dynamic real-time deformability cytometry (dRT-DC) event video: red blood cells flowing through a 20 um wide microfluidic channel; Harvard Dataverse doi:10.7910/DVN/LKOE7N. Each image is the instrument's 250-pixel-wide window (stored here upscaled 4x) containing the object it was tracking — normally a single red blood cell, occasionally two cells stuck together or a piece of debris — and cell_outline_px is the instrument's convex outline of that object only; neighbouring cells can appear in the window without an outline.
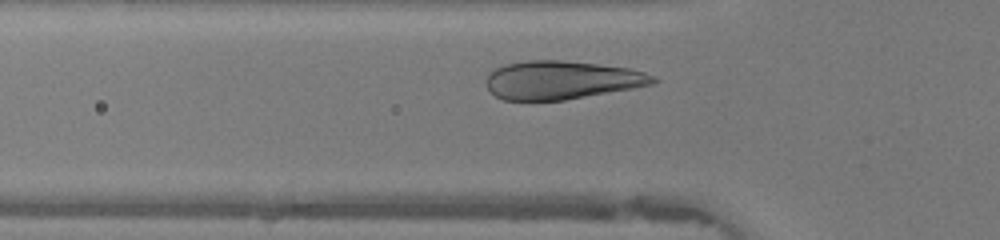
{"species": "human", "species_latin": "Homo sapiens", "temperature_condition": "warm", "stored_images_in_passage": 27, "camera_frame_rate_fps": 3000, "um_per_image_px": 0.085, "donor": {"sex": "female"}, "frame": {"image": 1, "passage_image": 6, "time_ms": 1.667, "image_size_px": [1000, 240], "cell_outline_px": [[660, 80], [652, 84], [632, 88], [564, 100], [504, 100], [496, 96], [488, 88], [488, 72], [504, 64], [528, 60], [560, 60], [596, 64], [628, 68], [644, 72]], "centroid_in_image_um": [47.72, 6.8], "position_along_channel_um": 78.1, "area_um2": 36.93}}
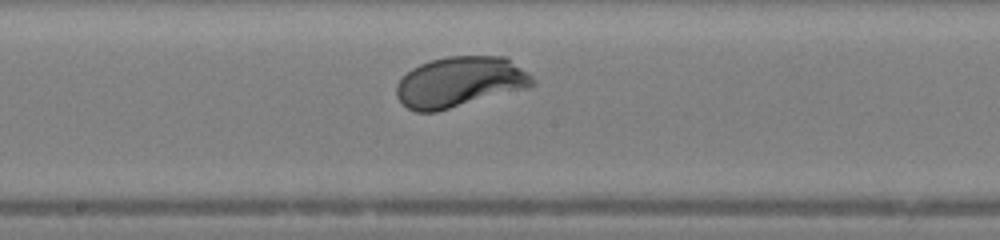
{"frame": {"image": 2, "passage_image": 15, "time_ms": 4.667, "image_size_px": [1000, 240], "cell_outline_px": [[536, 84], [528, 88], [436, 112], [416, 112], [408, 108], [396, 96], [396, 84], [412, 68], [420, 64], [432, 60], [448, 56], [508, 56], [532, 76], [536, 80]], "centroid_in_image_um": [39.13, 6.96], "position_along_channel_um": 209.1, "area_um2": 40.17}}
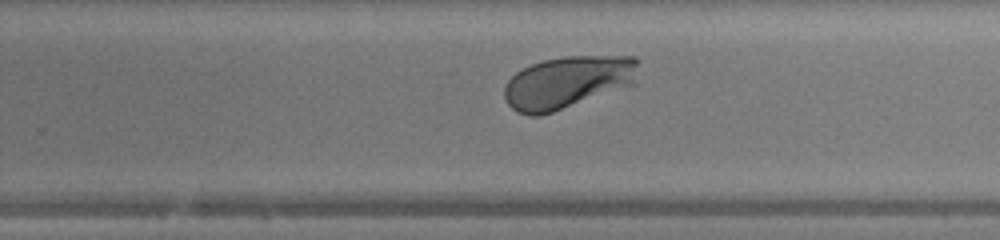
{"frame": {"image": 3, "passage_image": 20, "time_ms": 6.333, "image_size_px": [1000, 240], "cell_outline_px": [[636, 84], [540, 116], [532, 116], [516, 112], [508, 104], [504, 96], [504, 88], [508, 80], [516, 72], [532, 64], [544, 60], [564, 56], [636, 56]], "centroid_in_image_um": [48.24, 6.99], "position_along_channel_um": 281.6, "area_um2": 40.81}, "authors_computed_cell_mechanics": {"area_um2": 40.0554, "velocity_mm_per_s": 4.3533, "shape_relaxation_time_tau1_ms": 1.3831, "shape_relaxation_time_tau2_ms": null, "deformation_change_tau1": 0.1341, "deformation_change_tau2": null}}